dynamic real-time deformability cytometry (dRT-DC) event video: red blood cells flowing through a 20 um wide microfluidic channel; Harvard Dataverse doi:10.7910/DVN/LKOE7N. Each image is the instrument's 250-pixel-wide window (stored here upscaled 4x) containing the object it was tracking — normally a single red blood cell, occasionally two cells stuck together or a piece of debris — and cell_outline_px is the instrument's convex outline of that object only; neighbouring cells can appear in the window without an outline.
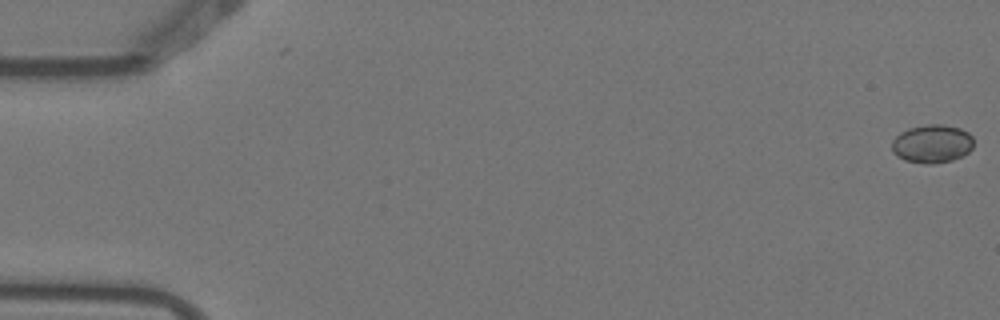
{"species": "Egyptian fruit bat (a non-hibernating species)", "species_latin": "Rousettus aegyptiacus", "temperature_condition": "warm", "stored_images_in_passage": 6, "camera_frame_rate_fps": 3000, "um_per_image_px": 0.085, "animal": {"sex": "female"}, "frame": {"image": 1, "passage_image": 1, "time_ms": 0.0, "image_size_px": [1000, 320], "cell_outline_px": [[972, 148], [964, 156], [952, 160], [932, 164], [924, 164], [904, 160], [896, 156], [892, 152], [892, 140], [900, 132], [908, 128], [928, 124], [944, 124], [960, 128], [968, 132], [972, 136]], "centroid_in_image_um": [79.21, 12.22], "position_along_channel_um": 5.8, "area_um2": 18.5}}
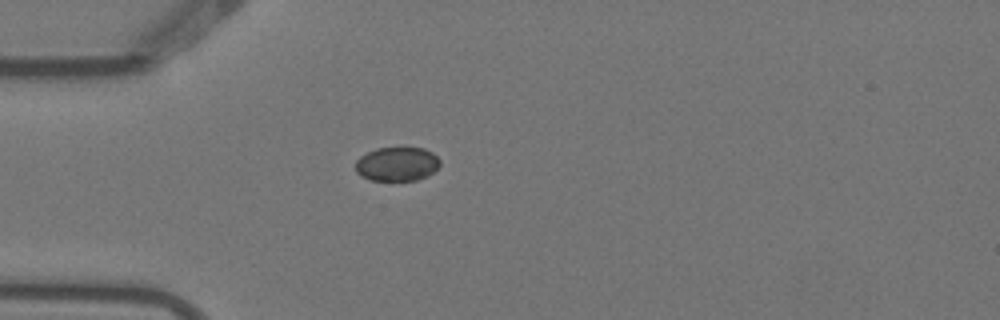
{"frame": {"image": 2, "passage_image": 5, "time_ms": 1.333, "image_size_px": [1000, 320], "cell_outline_px": [[440, 164], [432, 172], [416, 180], [372, 180], [360, 176], [356, 172], [356, 160], [360, 156], [376, 148], [424, 148], [432, 152], [440, 160]], "centroid_in_image_um": [33.72, 13.93], "position_along_channel_um": 51.3, "area_um2": 16.59}}